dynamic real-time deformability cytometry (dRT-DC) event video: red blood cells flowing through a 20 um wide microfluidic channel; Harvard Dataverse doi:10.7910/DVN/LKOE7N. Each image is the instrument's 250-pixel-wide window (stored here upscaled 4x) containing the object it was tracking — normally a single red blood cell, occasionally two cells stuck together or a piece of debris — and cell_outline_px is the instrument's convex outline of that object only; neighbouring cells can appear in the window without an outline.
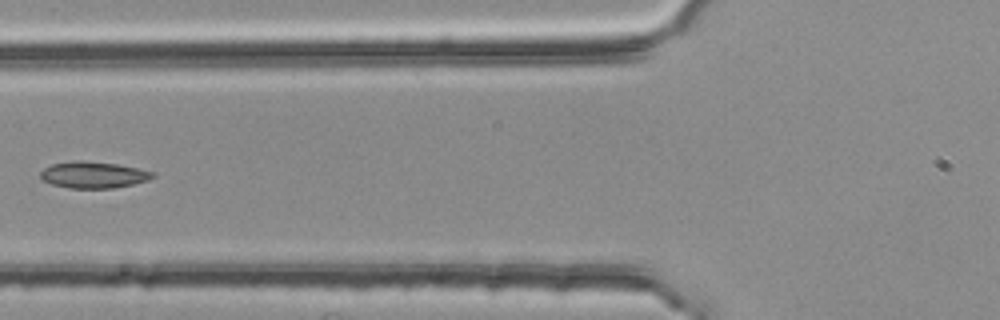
{"species": "common noctule bat (a hibernating species)", "species_latin": "Nyctalus noctula", "temperature_condition": "room temperature", "stored_images_in_passage": 2, "camera_frame_rate_fps": 3000, "um_per_image_px": 0.085, "animal": {"sex": "female", "body_mass_g": 25.1}, "frame": {"image": 1, "passage_image": 2, "time_ms": 0.333, "image_size_px": [1000, 320], "cell_outline_px": [[156, 176], [148, 180], [132, 184], [112, 188], [68, 188], [52, 184], [44, 180], [40, 176], [40, 172], [44, 168], [52, 164], [76, 160], [80, 160], [116, 164], [156, 172]], "centroid_in_image_um": [7.95, 14.86], "position_along_channel_um": 117.9, "area_um2": 17.22}}